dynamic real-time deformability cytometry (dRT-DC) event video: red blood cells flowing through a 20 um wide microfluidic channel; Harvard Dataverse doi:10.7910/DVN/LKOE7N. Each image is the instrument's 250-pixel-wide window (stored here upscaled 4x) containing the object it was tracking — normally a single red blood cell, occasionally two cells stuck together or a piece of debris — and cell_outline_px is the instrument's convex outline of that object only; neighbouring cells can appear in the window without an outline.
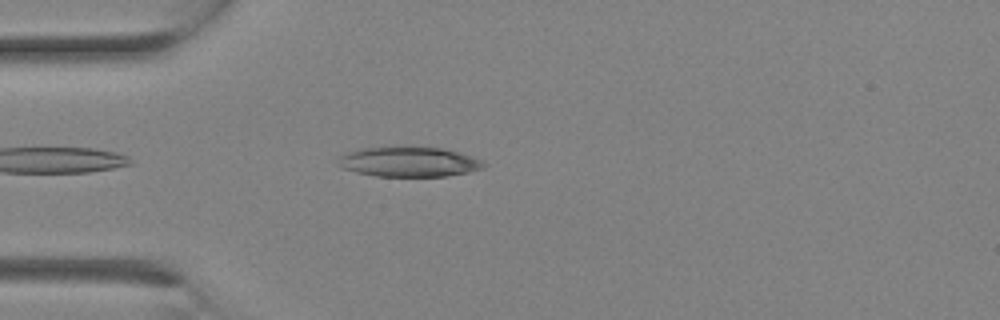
{"species": "Egyptian fruit bat (a non-hibernating species)", "species_latin": "Rousettus aegyptiacus", "temperature_condition": "room temperature", "stored_images_in_passage": 6, "camera_frame_rate_fps": 3000, "um_per_image_px": 0.085, "animal": {"sex": "female"}, "frame": {"image": 1, "passage_image": 6, "time_ms": 1.667, "image_size_px": [1000, 320], "cell_outline_px": [[488, 164], [484, 168], [468, 172], [448, 176], [376, 176], [356, 172], [344, 168], [340, 156], [344, 152], [360, 148], [408, 144], [440, 148], [456, 152], [480, 160]], "centroid_in_image_um": [34.76, 13.71], "position_along_channel_um": 50.2, "area_um2": 25.78}}